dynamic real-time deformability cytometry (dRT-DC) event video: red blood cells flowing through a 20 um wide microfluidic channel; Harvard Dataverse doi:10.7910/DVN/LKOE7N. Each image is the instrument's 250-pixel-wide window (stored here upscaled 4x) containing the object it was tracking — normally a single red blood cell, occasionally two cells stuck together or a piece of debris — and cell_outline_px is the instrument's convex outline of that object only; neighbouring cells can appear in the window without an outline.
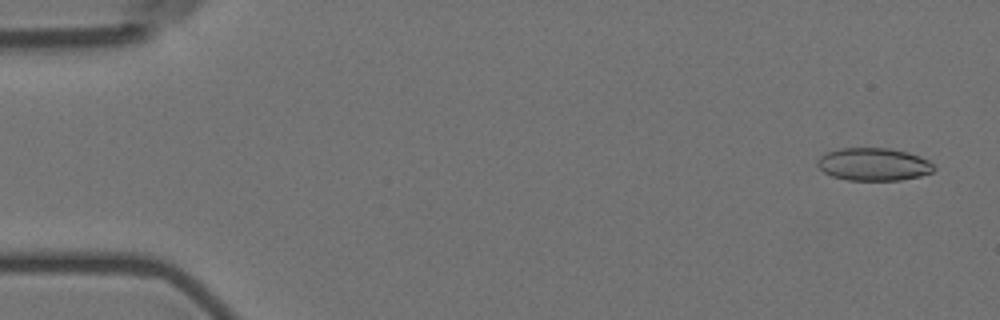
{"species": "Egyptian fruit bat (a non-hibernating species)", "species_latin": "Rousettus aegyptiacus", "temperature_condition": "room temperature", "stored_images_in_passage": 5, "camera_frame_rate_fps": 3000, "um_per_image_px": 0.085, "animal": {"sex": "female"}, "frame": {"image": 1, "passage_image": 1, "time_ms": 0.0, "image_size_px": [1000, 320], "cell_outline_px": [[936, 168], [932, 172], [920, 176], [900, 180], [848, 180], [832, 176], [824, 172], [816, 164], [816, 160], [824, 152], [840, 148], [888, 148], [908, 152], [920, 156], [928, 160]], "centroid_in_image_um": [74.23, 13.96], "position_along_channel_um": 10.8, "area_um2": 22.37}}